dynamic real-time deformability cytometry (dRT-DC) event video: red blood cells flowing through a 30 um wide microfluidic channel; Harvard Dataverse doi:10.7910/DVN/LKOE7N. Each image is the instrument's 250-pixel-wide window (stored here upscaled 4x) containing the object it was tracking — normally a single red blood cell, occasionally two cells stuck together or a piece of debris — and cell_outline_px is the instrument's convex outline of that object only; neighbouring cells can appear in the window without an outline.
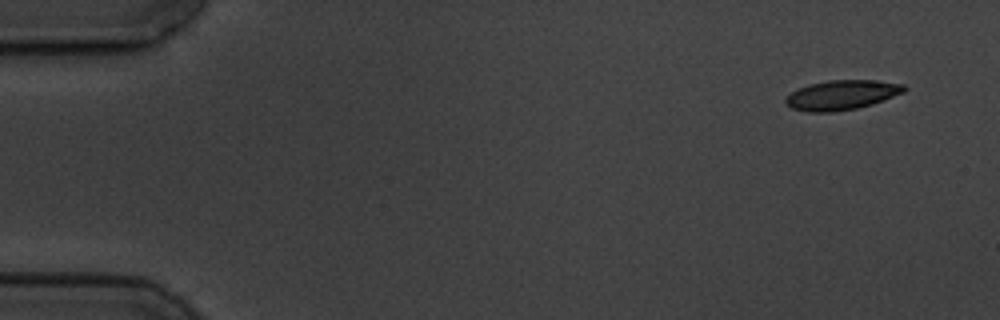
{"species": "common noctule bat (a hibernating species)", "species_latin": "Nyctalus noctula", "temperature_condition": "cold", "stored_images_in_passage": 5, "camera_frame_rate_fps": 3000, "um_per_image_px": 0.085, "animal": {"sex": "male", "body_mass_g": 19.5, "forearm_length_mm": 54.6}, "frame": {"image": 1, "passage_image": 1, "time_ms": 0.0, "image_size_px": [1000, 320], "cell_outline_px": [[908, 88], [904, 92], [884, 100], [872, 104], [856, 108], [832, 112], [804, 112], [792, 108], [784, 104], [784, 100], [792, 92], [808, 84], [828, 80], [876, 80], [904, 84]], "centroid_in_image_um": [71.55, 8.07], "position_along_channel_um": 13.5, "area_um2": 20.58}}
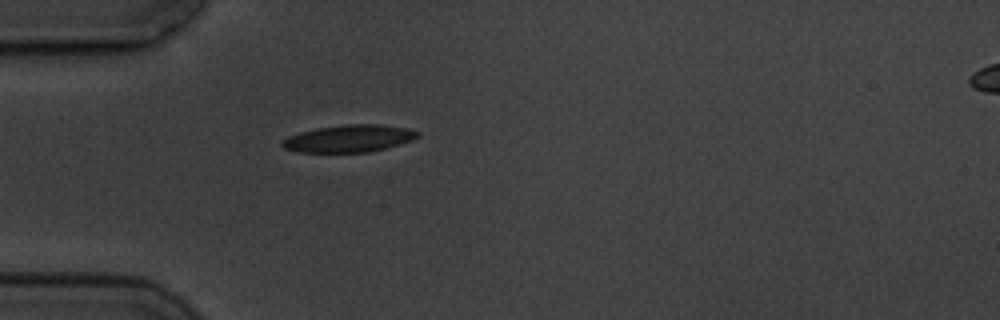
{"frame": {"image": 2, "passage_image": 5, "time_ms": 4.333, "image_size_px": [1000, 320], "cell_outline_px": [[420, 136], [412, 140], [400, 144], [368, 152], [296, 152], [284, 148], [280, 144], [288, 136], [300, 132], [316, 128], [344, 124], [380, 124], [408, 128], [420, 132]], "centroid_in_image_um": [29.67, 11.76], "position_along_channel_um": 55.3, "area_um2": 21.56}}